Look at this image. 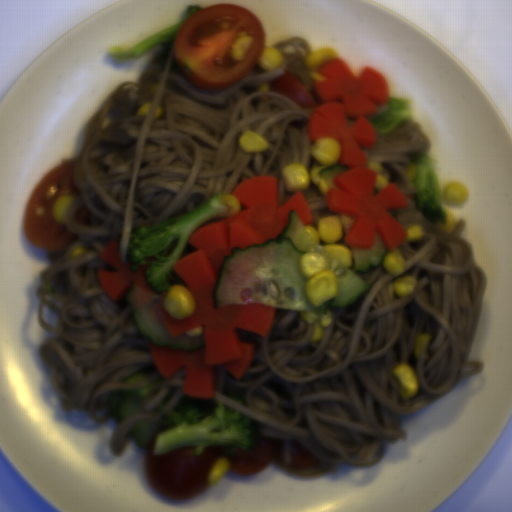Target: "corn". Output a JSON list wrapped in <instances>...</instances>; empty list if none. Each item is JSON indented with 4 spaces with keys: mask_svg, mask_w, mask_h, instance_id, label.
Listing matches in <instances>:
<instances>
[{
    "mask_svg": "<svg viewBox=\"0 0 512 512\" xmlns=\"http://www.w3.org/2000/svg\"><path fill=\"white\" fill-rule=\"evenodd\" d=\"M310 153L315 162L311 170H308L298 162L288 163L282 168L281 176L287 191H298L309 188L312 181L316 189L322 194H327L328 188L325 181L319 175L322 169L340 163V147L336 139L320 137L314 142Z\"/></svg>",
    "mask_w": 512,
    "mask_h": 512,
    "instance_id": "1",
    "label": "corn"
},
{
    "mask_svg": "<svg viewBox=\"0 0 512 512\" xmlns=\"http://www.w3.org/2000/svg\"><path fill=\"white\" fill-rule=\"evenodd\" d=\"M298 268L306 279L305 289L309 300L316 308L328 300L336 298L338 285L333 269H327L320 252H306L298 262Z\"/></svg>",
    "mask_w": 512,
    "mask_h": 512,
    "instance_id": "2",
    "label": "corn"
},
{
    "mask_svg": "<svg viewBox=\"0 0 512 512\" xmlns=\"http://www.w3.org/2000/svg\"><path fill=\"white\" fill-rule=\"evenodd\" d=\"M353 220L346 213L335 216L323 217L317 227L305 226L309 236L322 248L332 255L346 268L353 266V254L351 248L340 244L342 238L349 232Z\"/></svg>",
    "mask_w": 512,
    "mask_h": 512,
    "instance_id": "3",
    "label": "corn"
},
{
    "mask_svg": "<svg viewBox=\"0 0 512 512\" xmlns=\"http://www.w3.org/2000/svg\"><path fill=\"white\" fill-rule=\"evenodd\" d=\"M163 306L170 316L180 321L195 311L197 303L191 291L178 283L168 289Z\"/></svg>",
    "mask_w": 512,
    "mask_h": 512,
    "instance_id": "4",
    "label": "corn"
},
{
    "mask_svg": "<svg viewBox=\"0 0 512 512\" xmlns=\"http://www.w3.org/2000/svg\"><path fill=\"white\" fill-rule=\"evenodd\" d=\"M394 380L400 386L401 397L403 399L413 398L419 388L418 379L413 369L405 364H400L391 372Z\"/></svg>",
    "mask_w": 512,
    "mask_h": 512,
    "instance_id": "5",
    "label": "corn"
},
{
    "mask_svg": "<svg viewBox=\"0 0 512 512\" xmlns=\"http://www.w3.org/2000/svg\"><path fill=\"white\" fill-rule=\"evenodd\" d=\"M338 56L337 51L330 47L319 48L309 53L304 65L313 79L323 80L324 76L319 73L320 66L331 59H338Z\"/></svg>",
    "mask_w": 512,
    "mask_h": 512,
    "instance_id": "6",
    "label": "corn"
},
{
    "mask_svg": "<svg viewBox=\"0 0 512 512\" xmlns=\"http://www.w3.org/2000/svg\"><path fill=\"white\" fill-rule=\"evenodd\" d=\"M301 319L304 320L308 325H312L313 330L310 336V341H318L322 338L324 328L332 324L333 314L331 310H326L324 314H318L316 312H303L300 315Z\"/></svg>",
    "mask_w": 512,
    "mask_h": 512,
    "instance_id": "7",
    "label": "corn"
},
{
    "mask_svg": "<svg viewBox=\"0 0 512 512\" xmlns=\"http://www.w3.org/2000/svg\"><path fill=\"white\" fill-rule=\"evenodd\" d=\"M238 142L247 153L260 152L270 148V142L267 139L251 130L242 133Z\"/></svg>",
    "mask_w": 512,
    "mask_h": 512,
    "instance_id": "8",
    "label": "corn"
},
{
    "mask_svg": "<svg viewBox=\"0 0 512 512\" xmlns=\"http://www.w3.org/2000/svg\"><path fill=\"white\" fill-rule=\"evenodd\" d=\"M443 195L449 204L464 206L468 200L469 192L467 186L457 182L449 181Z\"/></svg>",
    "mask_w": 512,
    "mask_h": 512,
    "instance_id": "9",
    "label": "corn"
},
{
    "mask_svg": "<svg viewBox=\"0 0 512 512\" xmlns=\"http://www.w3.org/2000/svg\"><path fill=\"white\" fill-rule=\"evenodd\" d=\"M258 65L265 71L277 70L282 67V53L276 46L263 48Z\"/></svg>",
    "mask_w": 512,
    "mask_h": 512,
    "instance_id": "10",
    "label": "corn"
},
{
    "mask_svg": "<svg viewBox=\"0 0 512 512\" xmlns=\"http://www.w3.org/2000/svg\"><path fill=\"white\" fill-rule=\"evenodd\" d=\"M382 262L383 266L394 277L402 275L406 268L405 260L398 247L394 250H389Z\"/></svg>",
    "mask_w": 512,
    "mask_h": 512,
    "instance_id": "11",
    "label": "corn"
},
{
    "mask_svg": "<svg viewBox=\"0 0 512 512\" xmlns=\"http://www.w3.org/2000/svg\"><path fill=\"white\" fill-rule=\"evenodd\" d=\"M417 286V279L411 276L398 277L393 285V292L398 296L411 295Z\"/></svg>",
    "mask_w": 512,
    "mask_h": 512,
    "instance_id": "12",
    "label": "corn"
},
{
    "mask_svg": "<svg viewBox=\"0 0 512 512\" xmlns=\"http://www.w3.org/2000/svg\"><path fill=\"white\" fill-rule=\"evenodd\" d=\"M72 201V195H62L56 200L52 209V217L55 222L66 223V212Z\"/></svg>",
    "mask_w": 512,
    "mask_h": 512,
    "instance_id": "13",
    "label": "corn"
},
{
    "mask_svg": "<svg viewBox=\"0 0 512 512\" xmlns=\"http://www.w3.org/2000/svg\"><path fill=\"white\" fill-rule=\"evenodd\" d=\"M366 167L377 171L376 174V187L374 193L377 195L381 190L385 189L389 185V175L385 168L379 162L368 159Z\"/></svg>",
    "mask_w": 512,
    "mask_h": 512,
    "instance_id": "14",
    "label": "corn"
},
{
    "mask_svg": "<svg viewBox=\"0 0 512 512\" xmlns=\"http://www.w3.org/2000/svg\"><path fill=\"white\" fill-rule=\"evenodd\" d=\"M229 468V462L227 459L221 458L218 459L210 468L207 474V481L209 485H215L218 483L222 477L227 473Z\"/></svg>",
    "mask_w": 512,
    "mask_h": 512,
    "instance_id": "15",
    "label": "corn"
},
{
    "mask_svg": "<svg viewBox=\"0 0 512 512\" xmlns=\"http://www.w3.org/2000/svg\"><path fill=\"white\" fill-rule=\"evenodd\" d=\"M253 43V36L240 37L232 46V56L237 62L243 60L247 50Z\"/></svg>",
    "mask_w": 512,
    "mask_h": 512,
    "instance_id": "16",
    "label": "corn"
},
{
    "mask_svg": "<svg viewBox=\"0 0 512 512\" xmlns=\"http://www.w3.org/2000/svg\"><path fill=\"white\" fill-rule=\"evenodd\" d=\"M430 340L431 336L427 332L420 333L415 337L414 358L419 359V357H422L425 360L428 359L427 348Z\"/></svg>",
    "mask_w": 512,
    "mask_h": 512,
    "instance_id": "17",
    "label": "corn"
},
{
    "mask_svg": "<svg viewBox=\"0 0 512 512\" xmlns=\"http://www.w3.org/2000/svg\"><path fill=\"white\" fill-rule=\"evenodd\" d=\"M223 201L227 207V216L235 215L241 209V203L238 198L232 194H222Z\"/></svg>",
    "mask_w": 512,
    "mask_h": 512,
    "instance_id": "18",
    "label": "corn"
},
{
    "mask_svg": "<svg viewBox=\"0 0 512 512\" xmlns=\"http://www.w3.org/2000/svg\"><path fill=\"white\" fill-rule=\"evenodd\" d=\"M444 215H445V219H446V223L445 224H442V223H435L438 230H441V231H444V232H454L456 227H455V221H454V217L453 215L451 214L450 210L449 209H446V208H443L441 207Z\"/></svg>",
    "mask_w": 512,
    "mask_h": 512,
    "instance_id": "19",
    "label": "corn"
},
{
    "mask_svg": "<svg viewBox=\"0 0 512 512\" xmlns=\"http://www.w3.org/2000/svg\"><path fill=\"white\" fill-rule=\"evenodd\" d=\"M407 241H418L425 234V229L421 225H409L406 229Z\"/></svg>",
    "mask_w": 512,
    "mask_h": 512,
    "instance_id": "20",
    "label": "corn"
},
{
    "mask_svg": "<svg viewBox=\"0 0 512 512\" xmlns=\"http://www.w3.org/2000/svg\"><path fill=\"white\" fill-rule=\"evenodd\" d=\"M153 102L142 104L137 111V116L146 117L149 116Z\"/></svg>",
    "mask_w": 512,
    "mask_h": 512,
    "instance_id": "21",
    "label": "corn"
},
{
    "mask_svg": "<svg viewBox=\"0 0 512 512\" xmlns=\"http://www.w3.org/2000/svg\"><path fill=\"white\" fill-rule=\"evenodd\" d=\"M85 251H87V248H85L84 246H82V245H81V246H77V247H74V248L71 250V252H70L69 256H70V258L72 259V258H75V257H77V256L81 255V254H82V253H84Z\"/></svg>",
    "mask_w": 512,
    "mask_h": 512,
    "instance_id": "22",
    "label": "corn"
},
{
    "mask_svg": "<svg viewBox=\"0 0 512 512\" xmlns=\"http://www.w3.org/2000/svg\"><path fill=\"white\" fill-rule=\"evenodd\" d=\"M185 332H186L187 336L198 337V336L202 335L203 329L201 326V327H196V328H193V329L185 331Z\"/></svg>",
    "mask_w": 512,
    "mask_h": 512,
    "instance_id": "23",
    "label": "corn"
},
{
    "mask_svg": "<svg viewBox=\"0 0 512 512\" xmlns=\"http://www.w3.org/2000/svg\"><path fill=\"white\" fill-rule=\"evenodd\" d=\"M271 83H264L261 86L257 87L256 92H272Z\"/></svg>",
    "mask_w": 512,
    "mask_h": 512,
    "instance_id": "24",
    "label": "corn"
},
{
    "mask_svg": "<svg viewBox=\"0 0 512 512\" xmlns=\"http://www.w3.org/2000/svg\"><path fill=\"white\" fill-rule=\"evenodd\" d=\"M163 114V109H162V106H157L156 110H155V113H154V118H160L161 115Z\"/></svg>",
    "mask_w": 512,
    "mask_h": 512,
    "instance_id": "25",
    "label": "corn"
}]
</instances>
